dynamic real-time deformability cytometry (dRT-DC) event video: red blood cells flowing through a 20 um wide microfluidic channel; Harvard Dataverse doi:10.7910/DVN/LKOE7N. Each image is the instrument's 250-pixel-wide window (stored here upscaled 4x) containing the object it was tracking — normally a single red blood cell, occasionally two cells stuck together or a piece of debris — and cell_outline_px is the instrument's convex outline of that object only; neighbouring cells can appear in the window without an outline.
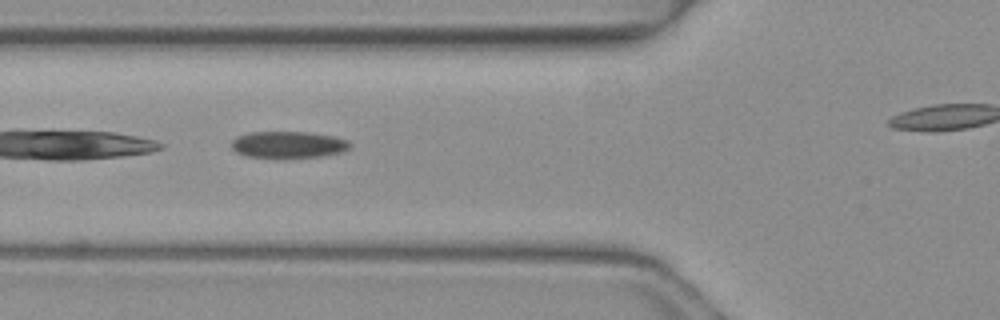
{"species": "common noctule bat (a hibernating species)", "species_latin": "Nyctalus noctula", "temperature_condition": "warm", "stored_images_in_passage": 3, "segment_of_instrument_passage": [1, 2], "camera_frame_rate_fps": 3000, "um_per_image_px": 0.085, "animal": {"sex": "female", "body_mass_g": 19.3, "forearm_length_mm": 54.1}, "frame": {"image": 1, "passage_image": 2, "time_ms": 0.333, "image_size_px": [1000, 320], "cell_outline_px": [[352, 144], [348, 148], [340, 152], [324, 156], [284, 160], [276, 160], [248, 156], [236, 152], [232, 148], [232, 140], [236, 136], [248, 132], [308, 132], [336, 136], [348, 140]], "centroid_in_image_um": [24.49, 12.33], "position_along_channel_um": 101.3, "area_um2": 19.25}}